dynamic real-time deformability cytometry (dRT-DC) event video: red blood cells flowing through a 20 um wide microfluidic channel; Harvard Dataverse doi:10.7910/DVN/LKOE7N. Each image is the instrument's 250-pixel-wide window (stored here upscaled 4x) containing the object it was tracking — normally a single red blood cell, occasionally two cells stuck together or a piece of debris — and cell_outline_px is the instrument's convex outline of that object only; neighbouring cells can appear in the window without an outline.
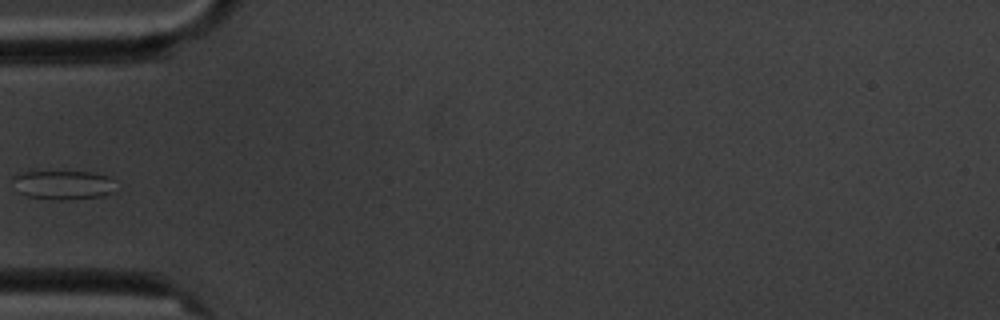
{"species": "common noctule bat (a hibernating species)", "species_latin": "Nyctalus noctula", "temperature_condition": "cold", "stored_images_in_passage": 10, "camera_frame_rate_fps": 3000, "um_per_image_px": 0.085, "animal": {"sex": "male", "body_mass_g": 20.1, "forearm_length_mm": 53.5}, "frame": {"image": 1, "passage_image": 4, "time_ms": 3.333, "image_size_px": [1000, 320], "cell_outline_px": [[120, 188], [104, 196], [68, 200], [56, 200], [28, 196], [20, 192], [12, 176], [20, 172], [88, 172], [108, 176]], "centroid_in_image_um": [5.46, 15.73], "position_along_channel_um": 79.5, "area_um2": 17.46}}
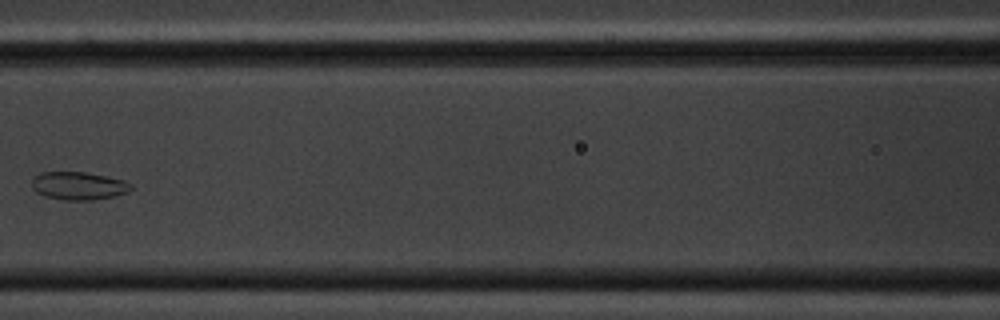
{"frame": {"image": 2, "passage_image": 6, "time_ms": 5.667, "image_size_px": [1000, 320], "cell_outline_px": [[132, 188], [128, 192], [112, 196], [92, 200], [64, 200], [44, 196], [36, 192], [32, 188], [32, 176], [40, 172], [84, 172], [108, 176], [124, 180], [132, 184]], "centroid_in_image_um": [6.65, 15.78], "position_along_channel_um": 160.0, "area_um2": 16.3}}
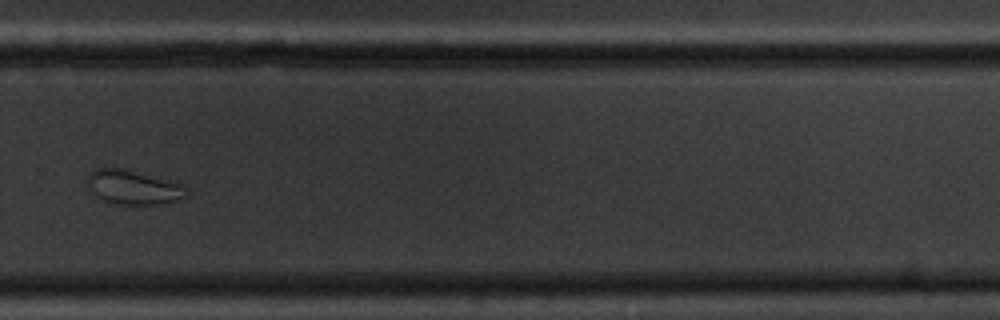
{"frame": {"image": 3, "passage_image": 10, "time_ms": 10.333, "image_size_px": [1000, 320], "cell_outline_px": [[188, 196], [176, 200], [160, 204], [112, 204], [96, 196], [88, 184], [88, 176], [96, 168], [124, 168], [176, 180], [188, 192]], "centroid_in_image_um": [11.38, 15.9], "position_along_channel_um": 318.4, "area_um2": 19.94}}